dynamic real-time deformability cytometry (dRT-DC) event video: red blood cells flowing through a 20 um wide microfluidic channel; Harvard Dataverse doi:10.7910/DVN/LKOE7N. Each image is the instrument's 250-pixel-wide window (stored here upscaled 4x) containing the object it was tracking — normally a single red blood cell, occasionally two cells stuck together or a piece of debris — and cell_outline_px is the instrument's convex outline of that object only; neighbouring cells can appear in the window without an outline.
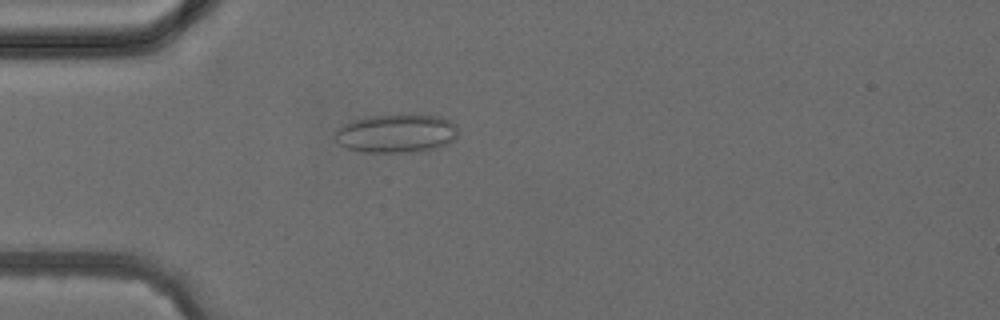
{"species": "common noctule bat (a hibernating species)", "species_latin": "Nyctalus noctula", "temperature_condition": "cold", "stored_images_in_passage": 4, "camera_frame_rate_fps": 3000, "um_per_image_px": 0.085, "animal": {"sex": "female", "body_mass_g": 24.6, "forearm_length_mm": 56.2}, "frame": {"image": 1, "passage_image": 4, "time_ms": 3.667, "image_size_px": [1000, 320], "cell_outline_px": [[456, 136], [448, 144], [436, 148], [420, 152], [364, 152], [348, 148], [340, 144], [336, 140], [336, 128], [352, 120], [368, 116], [396, 112], [440, 116], [448, 120], [456, 128]], "centroid_in_image_um": [33.68, 11.31], "position_along_channel_um": 51.3, "area_um2": 28.21}}